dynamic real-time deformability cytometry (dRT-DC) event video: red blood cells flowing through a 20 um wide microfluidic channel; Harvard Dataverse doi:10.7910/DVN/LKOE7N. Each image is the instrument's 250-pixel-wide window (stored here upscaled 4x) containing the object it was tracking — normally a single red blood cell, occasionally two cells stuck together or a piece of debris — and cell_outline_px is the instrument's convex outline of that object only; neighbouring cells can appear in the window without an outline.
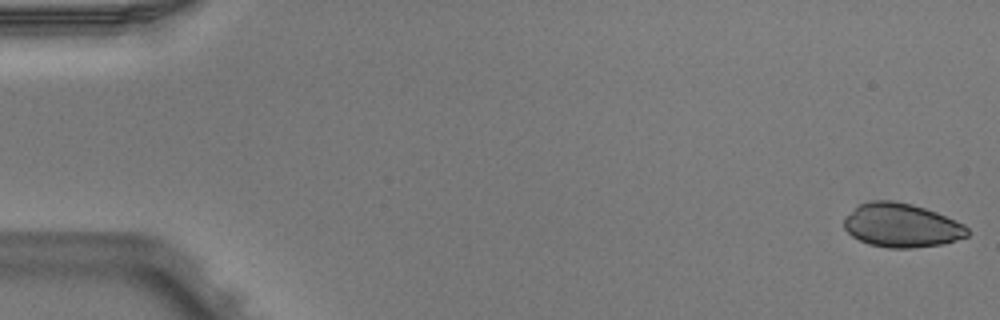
{"species": "Egyptian fruit bat (a non-hibernating species)", "species_latin": "Rousettus aegyptiacus", "temperature_condition": "warm", "stored_images_in_passage": 5, "camera_frame_rate_fps": 3000, "um_per_image_px": 0.085, "animal": {"sex": "male"}, "frame": {"image": 1, "passage_image": 1, "time_ms": 0.0, "image_size_px": [1000, 320], "cell_outline_px": [[968, 236], [940, 244], [912, 248], [888, 248], [868, 244], [852, 236], [844, 228], [844, 216], [860, 204], [872, 200], [892, 200], [912, 204], [936, 212], [956, 220], [964, 224], [968, 228]], "centroid_in_image_um": [76.61, 19.15], "position_along_channel_um": 8.4, "area_um2": 31.5}}
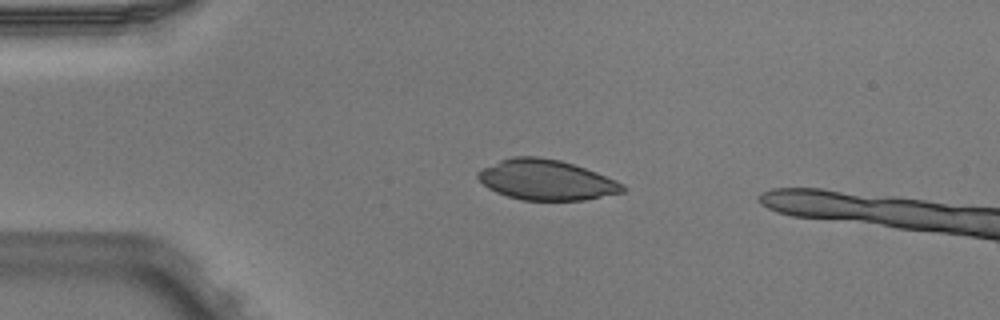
{"frame": {"image": 2, "passage_image": 4, "time_ms": 1.0, "image_size_px": [1000, 320], "cell_outline_px": [[628, 188], [624, 192], [584, 200], [520, 200], [496, 192], [488, 188], [476, 176], [484, 168], [500, 160], [512, 156], [536, 156], [560, 160], [596, 172], [616, 180], [624, 184]], "centroid_in_image_um": [46.47, 15.3], "position_along_channel_um": 38.5, "area_um2": 33.81}}